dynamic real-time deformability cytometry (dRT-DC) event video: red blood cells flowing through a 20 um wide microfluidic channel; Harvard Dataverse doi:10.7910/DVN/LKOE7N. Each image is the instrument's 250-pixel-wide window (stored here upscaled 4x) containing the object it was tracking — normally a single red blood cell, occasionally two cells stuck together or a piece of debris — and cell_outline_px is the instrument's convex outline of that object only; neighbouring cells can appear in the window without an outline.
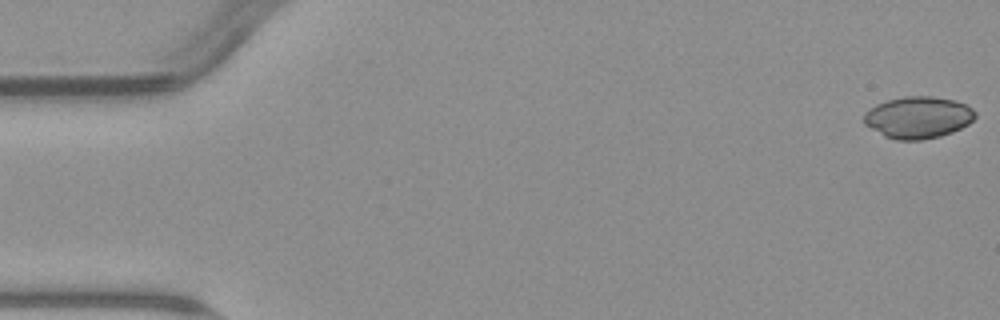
{"species": "common noctule bat (a hibernating species)", "species_latin": "Nyctalus noctula", "temperature_condition": "warm", "stored_images_in_passage": 5, "camera_frame_rate_fps": 3000, "um_per_image_px": 0.085, "animal": {"sex": "male", "body_mass_g": 23.1, "forearm_length_mm": 52.7}, "frame": {"image": 1, "passage_image": 1, "time_ms": 0.0, "image_size_px": [1000, 320], "cell_outline_px": [[976, 116], [968, 124], [952, 132], [940, 136], [920, 140], [896, 140], [884, 136], [864, 124], [864, 112], [868, 108], [876, 104], [888, 100], [904, 96], [932, 96], [956, 100], [968, 104], [976, 112]], "centroid_in_image_um": [78.04, 9.97], "position_along_channel_um": 7.0, "area_um2": 27.34}}